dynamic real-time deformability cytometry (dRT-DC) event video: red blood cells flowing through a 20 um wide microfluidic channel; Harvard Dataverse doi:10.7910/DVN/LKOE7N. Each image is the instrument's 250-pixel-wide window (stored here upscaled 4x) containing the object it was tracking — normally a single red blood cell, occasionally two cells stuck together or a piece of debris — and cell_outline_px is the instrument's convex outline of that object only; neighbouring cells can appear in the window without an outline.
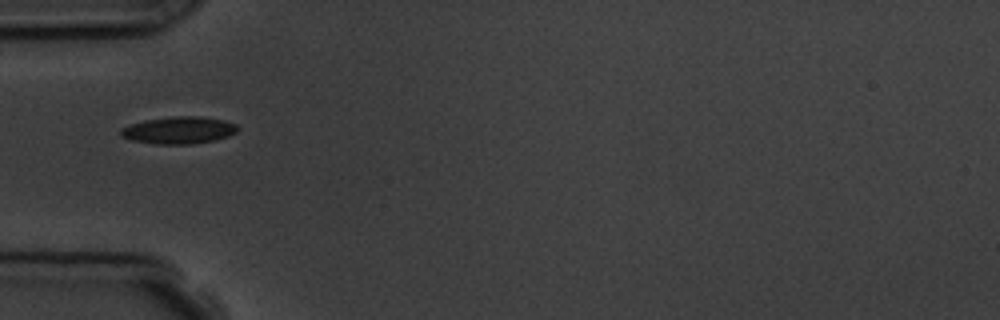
{"species": "common noctule bat (a hibernating species)", "species_latin": "Nyctalus noctula", "temperature_condition": "room temperature", "stored_images_in_passage": 5, "camera_frame_rate_fps": 3000, "um_per_image_px": 0.085, "animal": {"sex": "male", "body_mass_g": 19.5, "forearm_length_mm": 54.6}, "frame": {"image": 1, "passage_image": 4, "time_ms": 4.0, "image_size_px": [1000, 320], "cell_outline_px": [[236, 132], [228, 136], [216, 140], [192, 144], [156, 144], [132, 140], [120, 136], [120, 128], [128, 124], [144, 120], [172, 116], [200, 116], [224, 120], [236, 124]], "centroid_in_image_um": [15.16, 11.06], "position_along_channel_um": 69.8, "area_um2": 18.61}}